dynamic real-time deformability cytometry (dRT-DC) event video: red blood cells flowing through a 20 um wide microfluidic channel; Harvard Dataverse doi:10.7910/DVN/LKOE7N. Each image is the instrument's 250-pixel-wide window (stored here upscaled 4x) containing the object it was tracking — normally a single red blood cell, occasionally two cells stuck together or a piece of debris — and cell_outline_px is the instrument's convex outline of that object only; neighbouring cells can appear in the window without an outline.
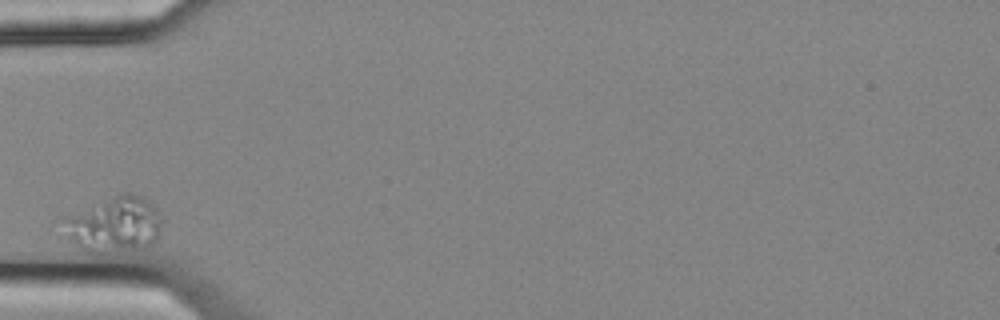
{"species": "common noctule bat (a hibernating species)", "species_latin": "Nyctalus noctula", "temperature_condition": "cold", "stored_images_in_passage": 4, "camera_frame_rate_fps": 3000, "um_per_image_px": 0.085, "animal": {"sex": "female", "body_mass_g": 25.1}, "frame": {"image": 1, "passage_image": 1, "time_ms": 0.0, "image_size_px": [1000, 320], "cell_outline_px": [[160, 228], [156, 240], [152, 248], [104, 256], [96, 256], [84, 252], [68, 240], [60, 220], [64, 216], [120, 192], [128, 192], [140, 196], [152, 204], [156, 208], [160, 220]], "centroid_in_image_um": [9.66, 19.17], "position_along_channel_um": 75.3, "area_um2": 33.52}}
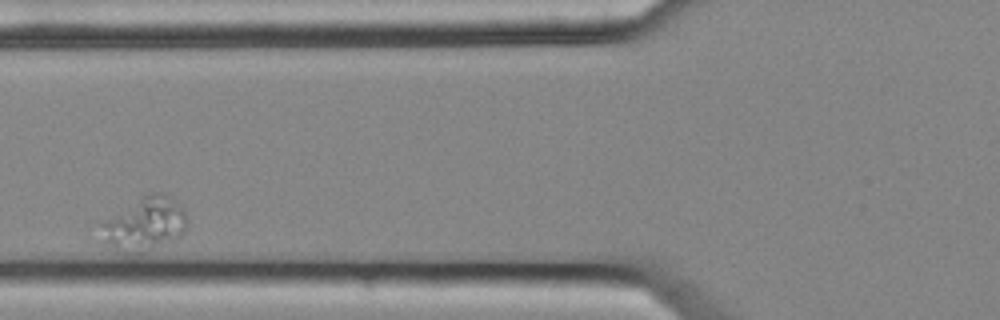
{"frame": {"image": 2, "passage_image": 2, "time_ms": 0.333, "image_size_px": [1000, 320], "cell_outline_px": [[188, 220], [184, 232], [180, 236], [140, 256], [124, 256], [104, 244], [100, 224], [100, 220], [140, 196], [148, 192], [164, 192], [184, 208]], "centroid_in_image_um": [12.24, 19.08], "position_along_channel_um": 113.6, "area_um2": 28.26}}
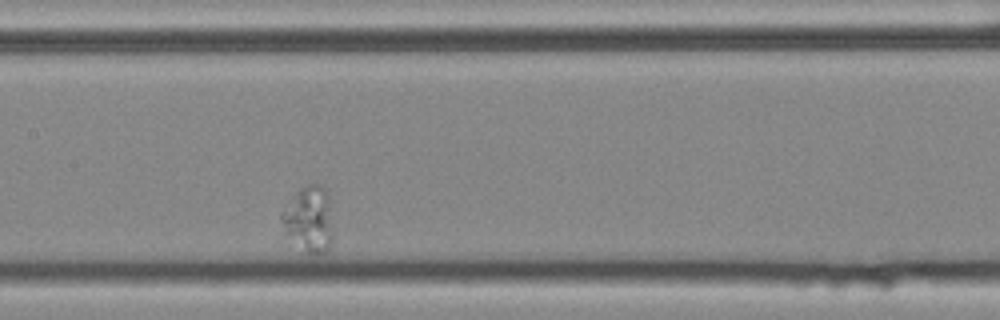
{"frame": {"image": 3, "passage_image": 4, "time_ms": 1.0, "image_size_px": [1000, 320], "cell_outline_px": [[332, 244], [328, 252], [316, 256], [312, 256], [300, 252], [288, 244], [280, 220], [280, 212], [292, 196], [300, 188], [312, 184], [320, 184], [328, 192], [332, 232]], "centroid_in_image_um": [26.21, 18.76], "position_along_channel_um": 181.2, "area_um2": 20.98}}